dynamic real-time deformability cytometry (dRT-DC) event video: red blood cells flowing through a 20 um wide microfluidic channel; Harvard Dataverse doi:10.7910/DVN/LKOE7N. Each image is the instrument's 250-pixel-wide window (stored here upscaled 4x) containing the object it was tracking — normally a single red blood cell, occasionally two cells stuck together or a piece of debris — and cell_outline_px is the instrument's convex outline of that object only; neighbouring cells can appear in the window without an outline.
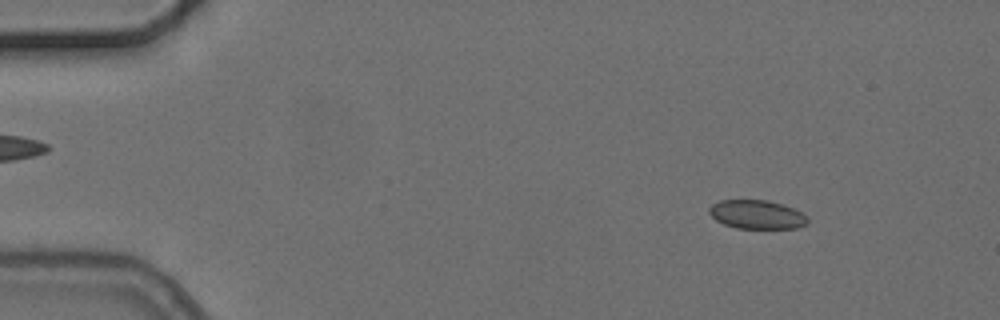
{"species": "common noctule bat (a hibernating species)", "species_latin": "Nyctalus noctula", "temperature_condition": "cold", "stored_images_in_passage": 4, "camera_frame_rate_fps": 3000, "um_per_image_px": 0.085, "animal": {"sex": "female", "body_mass_g": 24.6, "forearm_length_mm": 56.2}, "frame": {"image": 1, "passage_image": 1, "time_ms": 0.0, "image_size_px": [1000, 320], "cell_outline_px": [[808, 224], [796, 228], [736, 228], [724, 224], [716, 220], [708, 212], [708, 208], [712, 204], [720, 200], [768, 200], [792, 208], [808, 216]], "centroid_in_image_um": [64.32, 18.23], "position_along_channel_um": 20.7, "area_um2": 16.47}}
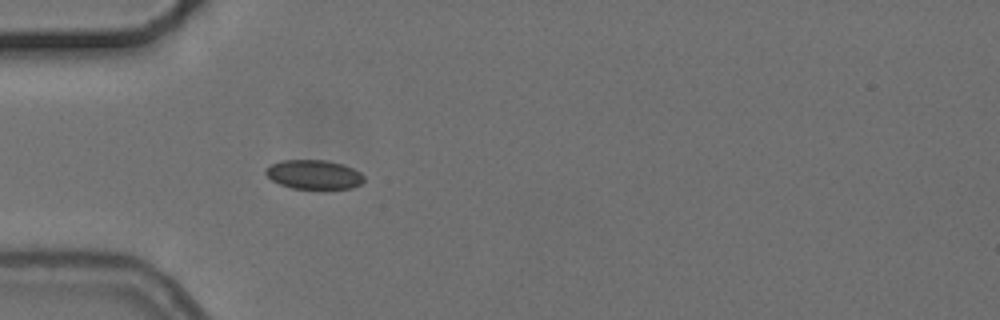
{"frame": {"image": 2, "passage_image": 4, "time_ms": 3.333, "image_size_px": [1000, 320], "cell_outline_px": [[364, 180], [360, 184], [352, 188], [292, 188], [280, 184], [272, 180], [264, 172], [264, 168], [280, 160], [328, 160], [344, 164], [360, 172], [364, 176]], "centroid_in_image_um": [26.67, 14.82], "position_along_channel_um": 58.3, "area_um2": 16.7}}